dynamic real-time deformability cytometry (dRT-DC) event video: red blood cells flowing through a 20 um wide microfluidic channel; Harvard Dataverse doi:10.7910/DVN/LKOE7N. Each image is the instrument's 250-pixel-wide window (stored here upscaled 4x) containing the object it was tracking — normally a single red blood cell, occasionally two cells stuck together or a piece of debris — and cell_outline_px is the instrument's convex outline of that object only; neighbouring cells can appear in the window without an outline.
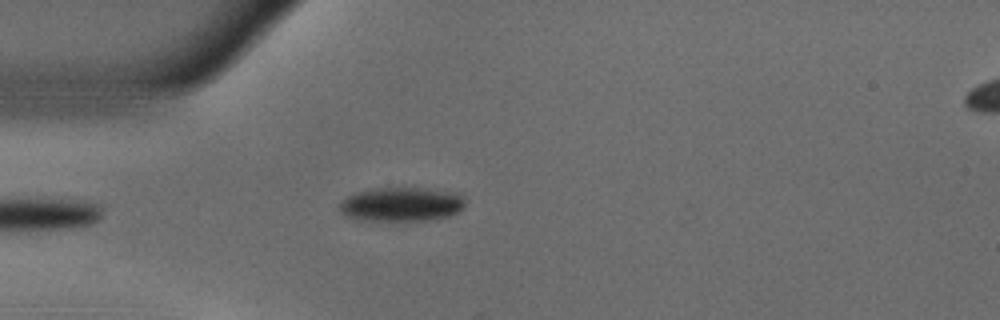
{"species": "common noctule bat (a hibernating species)", "species_latin": "Nyctalus noctula", "temperature_condition": "warm", "stored_images_in_passage": 18, "camera_frame_rate_fps": 3000, "um_per_image_px": 0.085, "animal": {"sex": "male", "body_mass_g": 18.8}, "frame": {"image": 1, "passage_image": 1, "time_ms": 0.0, "image_size_px": [1000, 320], "cell_outline_px": [[464, 208], [448, 216], [428, 220], [356, 220], [344, 216], [340, 212], [340, 204], [348, 196], [356, 192], [372, 188], [428, 188], [460, 192], [464, 196]], "centroid_in_image_um": [34.14, 17.35], "position_along_channel_um": 50.9, "area_um2": 25.2}}
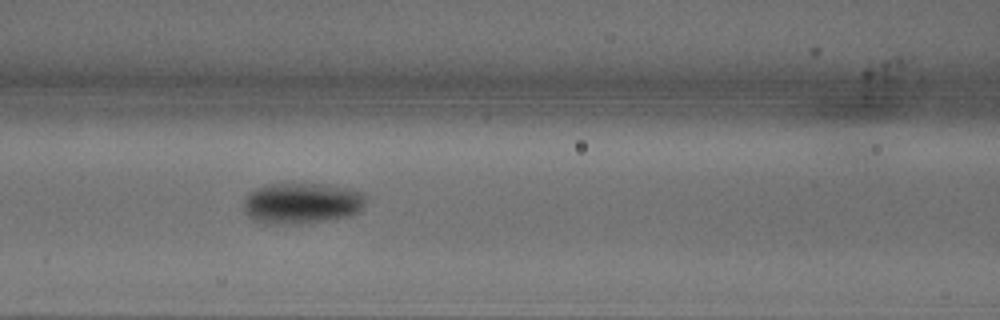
{"frame": {"image": 2, "passage_image": 9, "time_ms": 2.667, "image_size_px": [1000, 320], "cell_outline_px": [[364, 204], [356, 212], [348, 216], [328, 220], [292, 224], [272, 224], [252, 220], [244, 212], [244, 200], [256, 188], [268, 184], [320, 184], [352, 188], [364, 192]], "centroid_in_image_um": [25.64, 17.27], "position_along_channel_um": 141.0, "area_um2": 29.02}}
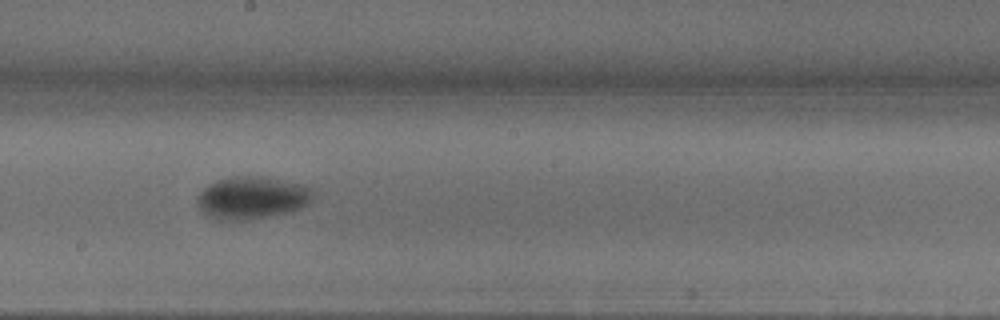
{"frame": {"image": 3, "passage_image": 16, "time_ms": 5.0, "image_size_px": [1000, 320], "cell_outline_px": [[312, 196], [308, 204], [300, 208], [288, 212], [248, 220], [220, 220], [208, 216], [200, 208], [196, 200], [196, 196], [208, 184], [216, 180], [236, 176], [260, 176], [304, 184], [312, 188]], "centroid_in_image_um": [21.4, 16.8], "position_along_channel_um": 226.8, "area_um2": 28.67}}